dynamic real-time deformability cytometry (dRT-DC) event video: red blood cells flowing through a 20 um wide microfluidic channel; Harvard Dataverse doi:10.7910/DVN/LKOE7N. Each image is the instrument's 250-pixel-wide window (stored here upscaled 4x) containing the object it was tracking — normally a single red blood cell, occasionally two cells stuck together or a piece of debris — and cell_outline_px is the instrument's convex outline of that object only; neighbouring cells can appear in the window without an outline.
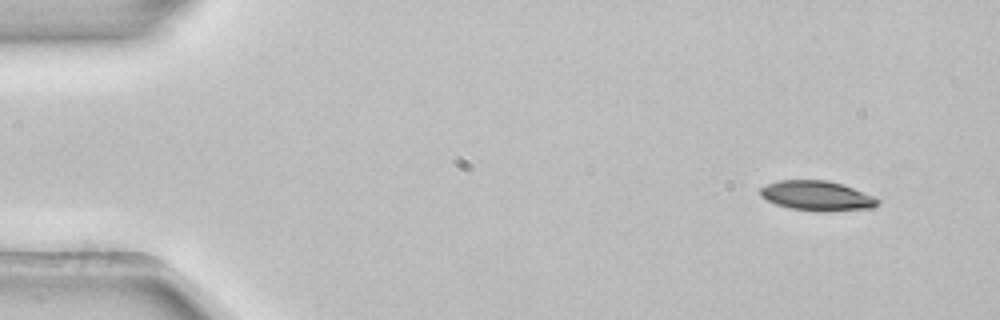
{"species": "common noctule bat (a hibernating species)", "species_latin": "Nyctalus noctula", "temperature_condition": "room temperature", "stored_images_in_passage": 4, "camera_frame_rate_fps": 3000, "um_per_image_px": 0.085, "animal": {"sex": "female", "body_mass_g": 22.7, "forearm_length_mm": 54.2}, "frame": {"image": 1, "passage_image": 1, "time_ms": 0.0, "image_size_px": [1000, 320], "cell_outline_px": [[880, 204], [872, 208], [816, 212], [788, 208], [776, 204], [760, 196], [760, 188], [764, 184], [776, 180], [828, 180], [876, 196], [880, 200]], "centroid_in_image_um": [69.43, 16.64], "position_along_channel_um": 15.6, "area_um2": 20.63}}
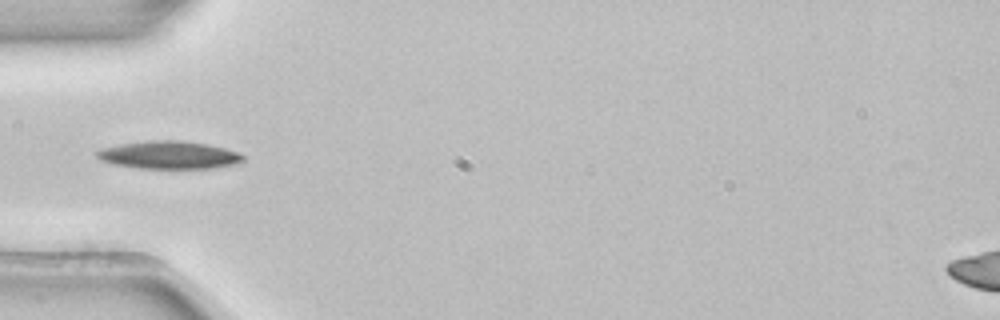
{"frame": {"image": 2, "passage_image": 4, "time_ms": 1.0, "image_size_px": [1000, 320], "cell_outline_px": [[244, 160], [236, 164], [212, 168], [136, 168], [116, 164], [100, 160], [96, 156], [96, 152], [104, 148], [124, 144], [148, 140], [184, 140], [208, 144], [240, 152], [244, 156]], "centroid_in_image_um": [14.42, 13.17], "position_along_channel_um": 70.6, "area_um2": 23.58}}